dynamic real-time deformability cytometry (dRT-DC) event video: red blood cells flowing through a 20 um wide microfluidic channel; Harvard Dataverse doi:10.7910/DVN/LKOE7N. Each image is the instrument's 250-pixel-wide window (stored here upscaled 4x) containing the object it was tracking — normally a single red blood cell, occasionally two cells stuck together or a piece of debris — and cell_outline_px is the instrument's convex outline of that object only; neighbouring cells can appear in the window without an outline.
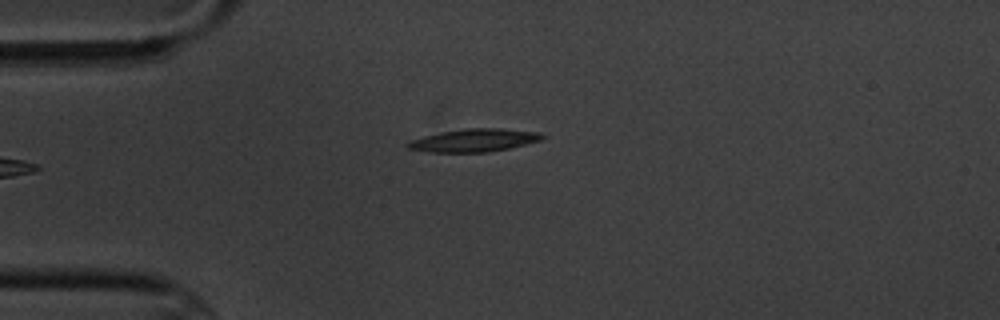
{"species": "common noctule bat (a hibernating species)", "species_latin": "Nyctalus noctula", "temperature_condition": "cold", "stored_images_in_passage": 5, "camera_frame_rate_fps": 3000, "um_per_image_px": 0.085, "animal": {"sex": "male", "body_mass_g": 20.1, "forearm_length_mm": 53.5}, "frame": {"image": 1, "passage_image": 5, "time_ms": 4.667, "image_size_px": [1000, 320], "cell_outline_px": [[548, 136], [540, 140], [508, 148], [488, 152], [428, 152], [408, 148], [404, 144], [412, 140], [424, 136], [464, 128], [500, 128], [540, 132]], "centroid_in_image_um": [40.32, 11.92], "position_along_channel_um": 44.7, "area_um2": 17.8}}